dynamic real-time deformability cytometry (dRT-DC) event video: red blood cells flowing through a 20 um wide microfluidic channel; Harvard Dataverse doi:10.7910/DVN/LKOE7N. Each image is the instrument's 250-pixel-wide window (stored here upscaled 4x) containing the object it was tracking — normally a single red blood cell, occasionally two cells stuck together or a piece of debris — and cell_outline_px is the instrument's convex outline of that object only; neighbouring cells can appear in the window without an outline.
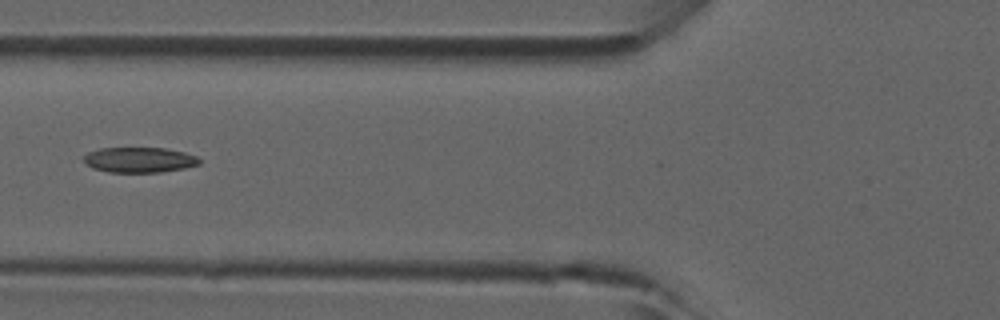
{"species": "common noctule bat (a hibernating species)", "species_latin": "Nyctalus noctula", "temperature_condition": "room temperature", "stored_images_in_passage": 41, "camera_frame_rate_fps": 3000, "um_per_image_px": 0.085, "animal": {"sex": "male", "forearm_length_mm": 52.5}, "frame": {"image": 1, "passage_image": 12, "time_ms": 3.667, "image_size_px": [1000, 320], "cell_outline_px": [[200, 164], [184, 168], [160, 172], [108, 172], [92, 168], [84, 160], [84, 156], [88, 152], [100, 148], [164, 148], [184, 152], [196, 156], [200, 160]], "centroid_in_image_um": [11.85, 13.59], "position_along_channel_um": 114.0, "area_um2": 16.94}}